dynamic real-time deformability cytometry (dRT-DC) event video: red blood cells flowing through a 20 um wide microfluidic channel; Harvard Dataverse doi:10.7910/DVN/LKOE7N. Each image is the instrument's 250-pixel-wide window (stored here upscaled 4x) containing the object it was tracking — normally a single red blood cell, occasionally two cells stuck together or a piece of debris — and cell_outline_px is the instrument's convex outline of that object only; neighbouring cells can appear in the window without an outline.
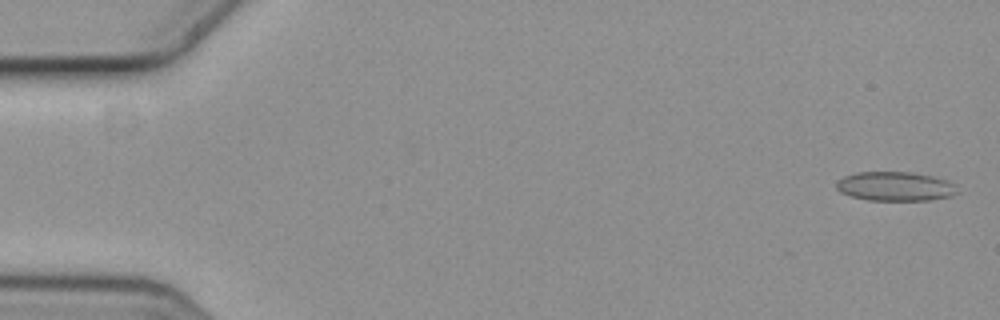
{"species": "common noctule bat (a hibernating species)", "species_latin": "Nyctalus noctula", "temperature_condition": "cold", "stored_images_in_passage": 5, "segment_of_instrument_passage": [1, 2], "camera_frame_rate_fps": 3000, "um_per_image_px": 0.085, "animal": {"sex": "female", "body_mass_g": 19.3, "forearm_length_mm": 54.1}, "frame": {"image": 1, "passage_image": 1, "time_ms": 0.0, "image_size_px": [1000, 320], "cell_outline_px": [[960, 192], [952, 196], [928, 200], [868, 200], [852, 196], [840, 192], [836, 188], [836, 180], [844, 176], [856, 172], [912, 172], [932, 176], [944, 180], [952, 184]], "centroid_in_image_um": [76.06, 15.84], "position_along_channel_um": 8.9, "area_um2": 20.52}}